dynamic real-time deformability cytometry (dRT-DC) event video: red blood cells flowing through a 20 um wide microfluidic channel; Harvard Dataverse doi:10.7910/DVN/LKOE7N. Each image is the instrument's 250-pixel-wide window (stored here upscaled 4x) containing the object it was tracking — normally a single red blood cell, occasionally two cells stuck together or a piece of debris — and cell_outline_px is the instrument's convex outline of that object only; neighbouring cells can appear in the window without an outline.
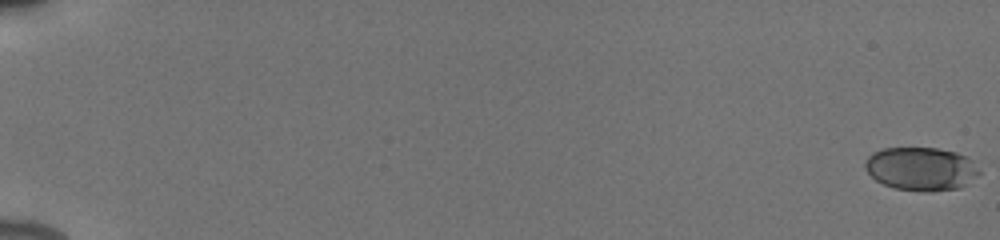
{"species": "human", "species_latin": "Homo sapiens", "temperature_condition": "cold", "stored_images_in_passage": 38, "camera_frame_rate_fps": 3000, "um_per_image_px": 0.085, "donor": {"sex": "male"}, "frame": {"image": 1, "passage_image": 1, "time_ms": 0.0, "image_size_px": [1000, 240], "cell_outline_px": [[980, 172], [976, 176], [960, 188], [932, 192], [924, 192], [896, 188], [884, 184], [876, 180], [864, 168], [864, 164], [868, 156], [872, 152], [884, 148], [936, 148], [956, 152], [964, 156]], "centroid_in_image_um": [78.24, 14.35], "position_along_channel_um": 6.8, "area_um2": 28.55}}
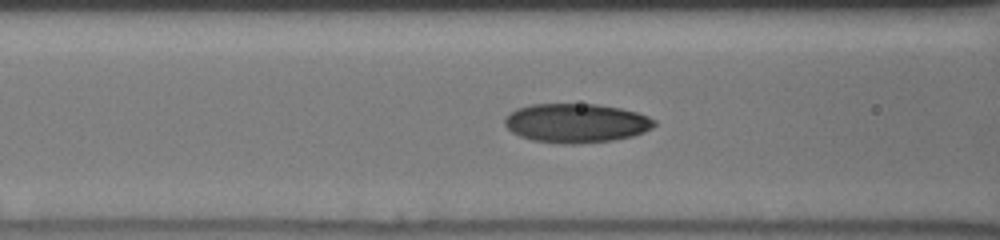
{"frame": {"image": 2, "passage_image": 26, "time_ms": 8.333, "image_size_px": [1000, 240], "cell_outline_px": [[656, 124], [652, 128], [644, 132], [632, 136], [612, 140], [576, 144], [564, 144], [532, 140], [520, 136], [512, 132], [504, 124], [504, 120], [516, 108], [532, 104], [596, 104], [620, 108], [636, 112], [648, 116], [656, 120]], "centroid_in_image_um": [48.99, 10.46], "position_along_channel_um": 117.6, "area_um2": 34.04}}
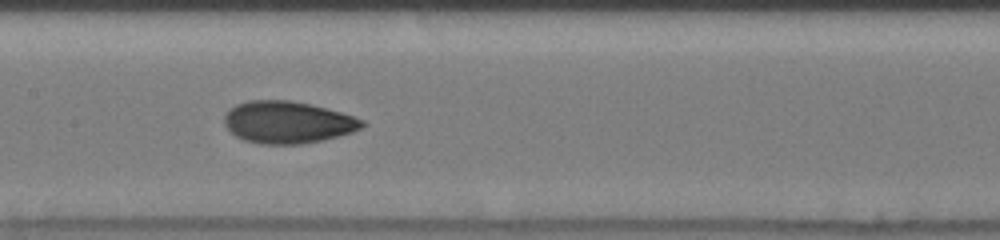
{"frame": {"image": 3, "passage_image": 31, "time_ms": 10.0, "image_size_px": [1000, 240], "cell_outline_px": [[364, 124], [360, 128], [352, 132], [320, 140], [300, 144], [260, 144], [244, 140], [236, 136], [224, 124], [224, 116], [228, 108], [236, 104], [248, 100], [292, 100], [312, 104], [340, 112], [364, 120]], "centroid_in_image_um": [24.4, 10.38], "position_along_channel_um": 183.0, "area_um2": 33.7}}